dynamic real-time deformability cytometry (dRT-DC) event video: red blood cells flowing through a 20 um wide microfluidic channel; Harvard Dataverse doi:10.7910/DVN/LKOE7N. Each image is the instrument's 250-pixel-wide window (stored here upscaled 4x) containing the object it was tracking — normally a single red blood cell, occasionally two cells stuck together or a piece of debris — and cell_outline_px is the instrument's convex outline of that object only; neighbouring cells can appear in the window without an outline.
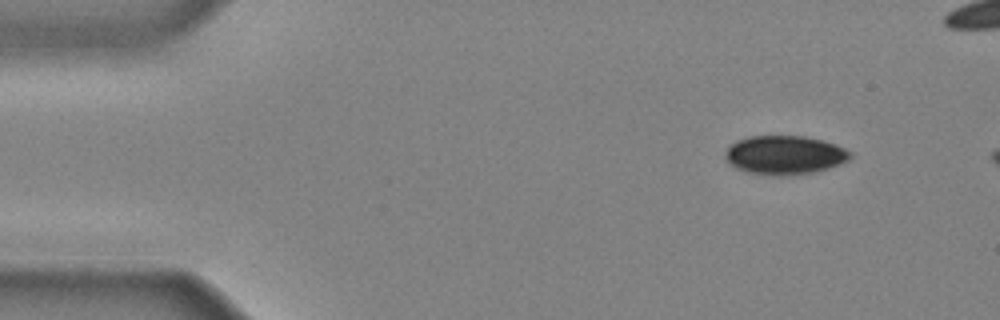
{"species": "common noctule bat (a hibernating species)", "species_latin": "Nyctalus noctula", "temperature_condition": "cold", "stored_images_in_passage": 6, "camera_frame_rate_fps": 3000, "um_per_image_px": 0.085, "animal": {"sex": "male", "body_mass_g": 20.4}, "frame": {"image": 1, "passage_image": 1, "time_ms": 0.0, "image_size_px": [1000, 320], "cell_outline_px": [[852, 156], [848, 160], [840, 164], [828, 168], [812, 172], [780, 176], [748, 172], [736, 168], [728, 160], [728, 148], [736, 140], [748, 136], [804, 136], [820, 140], [844, 148], [852, 152]], "centroid_in_image_um": [66.73, 13.17], "position_along_channel_um": 18.3, "area_um2": 27.74}}